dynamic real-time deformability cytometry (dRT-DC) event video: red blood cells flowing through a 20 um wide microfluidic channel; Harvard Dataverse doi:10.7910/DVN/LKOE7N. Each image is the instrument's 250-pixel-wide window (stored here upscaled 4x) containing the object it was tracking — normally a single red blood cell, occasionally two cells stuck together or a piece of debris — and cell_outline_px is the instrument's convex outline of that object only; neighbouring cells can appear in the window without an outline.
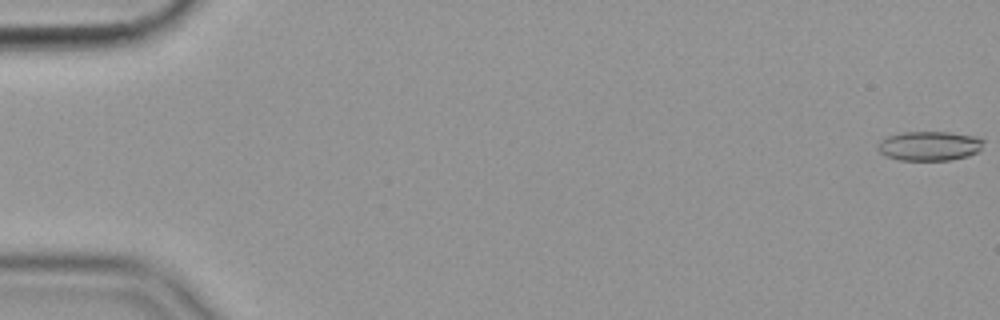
{"species": "common noctule bat (a hibernating species)", "species_latin": "Nyctalus noctula", "temperature_condition": "cold", "stored_images_in_passage": 57, "camera_frame_rate_fps": 3000, "um_per_image_px": 0.085, "animal": {"sex": "female", "body_mass_g": 19.9}, "frame": {"image": 1, "passage_image": 1, "time_ms": 0.0, "image_size_px": [1000, 320], "cell_outline_px": [[984, 140], [980, 148], [976, 152], [968, 156], [952, 160], [900, 160], [884, 156], [876, 148], [880, 140], [888, 136], [900, 132], [948, 132], [976, 136]], "centroid_in_image_um": [78.96, 12.4], "position_along_channel_um": 6.0, "area_um2": 18.21}}
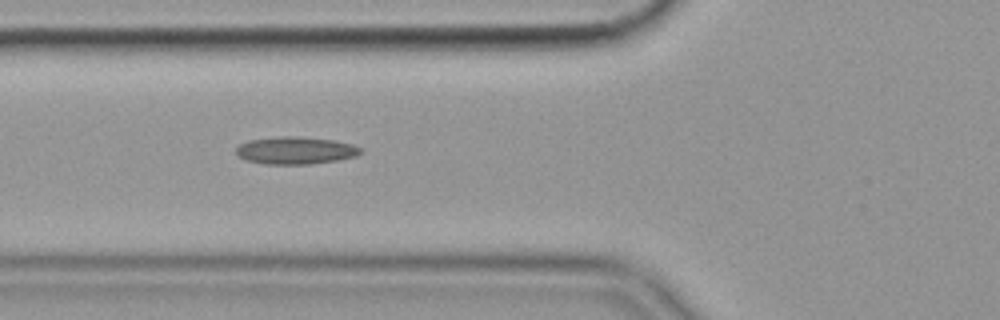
{"frame": {"image": 2, "passage_image": 22, "time_ms": 7.0, "image_size_px": [1000, 320], "cell_outline_px": [[360, 152], [356, 156], [336, 160], [308, 164], [264, 164], [244, 160], [236, 152], [236, 148], [240, 144], [248, 140], [280, 136], [296, 136], [332, 140], [352, 144], [360, 148]], "centroid_in_image_um": [25.07, 12.79], "position_along_channel_um": 100.7, "area_um2": 19.71}}
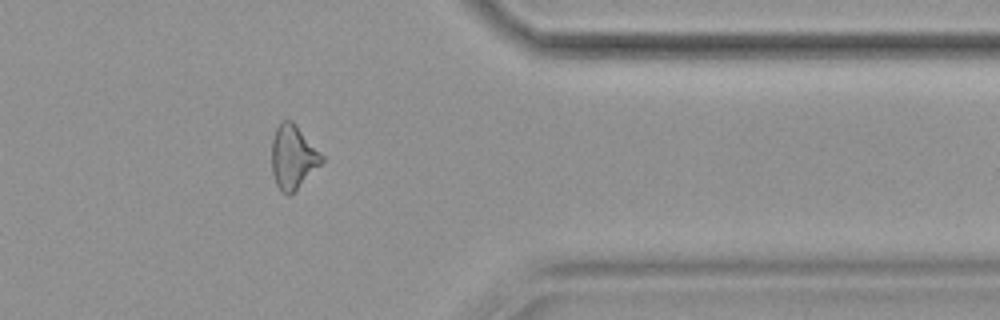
{"frame": {"image": 3, "passage_image": 47, "time_ms": 15.333, "image_size_px": [1000, 320], "cell_outline_px": [[324, 160], [288, 196], [276, 184], [272, 172], [272, 140], [276, 128], [280, 120], [292, 120], [296, 124], [324, 156]], "centroid_in_image_um": [24.89, 13.28], "position_along_channel_um": 386.5, "area_um2": 18.21}}